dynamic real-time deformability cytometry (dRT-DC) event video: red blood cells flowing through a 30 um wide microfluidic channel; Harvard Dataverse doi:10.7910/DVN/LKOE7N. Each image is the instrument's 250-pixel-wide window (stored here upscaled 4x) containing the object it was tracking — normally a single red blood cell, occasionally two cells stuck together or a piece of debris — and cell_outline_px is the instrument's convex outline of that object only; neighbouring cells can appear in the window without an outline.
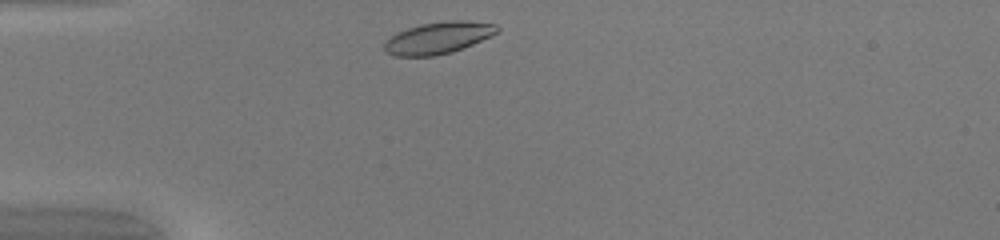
{"species": "common noctule bat (a hibernating species)", "species_latin": "Nyctalus noctula", "temperature_condition": "warm", "stored_images_in_passage": 30, "camera_frame_rate_fps": 3000, "um_per_image_px": 0.085, "animal": {"sex": "female", "body_mass_g": 20.0, "forearm_length_mm": 54.0}, "frame": {"image": 1, "passage_image": 1, "time_ms": 0.0, "image_size_px": [1000, 240], "cell_outline_px": [[500, 32], [492, 36], [452, 52], [436, 56], [396, 56], [388, 52], [384, 48], [384, 40], [396, 32], [420, 24], [448, 20], [460, 20], [496, 24], [500, 28]], "centroid_in_image_um": [37.26, 3.21], "position_along_channel_um": 47.7, "area_um2": 21.04}}
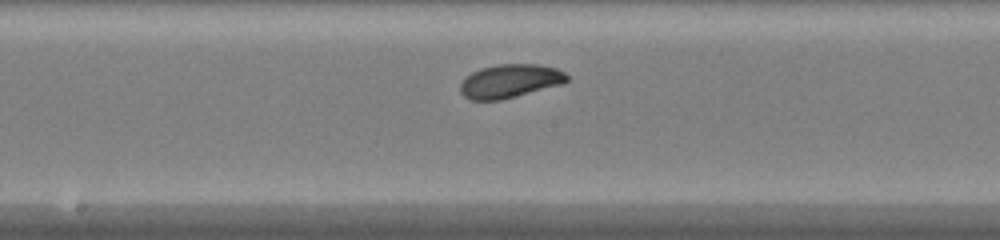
{"frame": {"image": 2, "passage_image": 14, "time_ms": 4.333, "image_size_px": [1000, 240], "cell_outline_px": [[568, 80], [564, 84], [500, 100], [472, 100], [464, 96], [460, 92], [460, 84], [472, 72], [480, 68], [500, 64], [536, 64], [556, 68], [564, 72], [568, 76]], "centroid_in_image_um": [43.37, 6.89], "position_along_channel_um": 204.8, "area_um2": 20.81}}
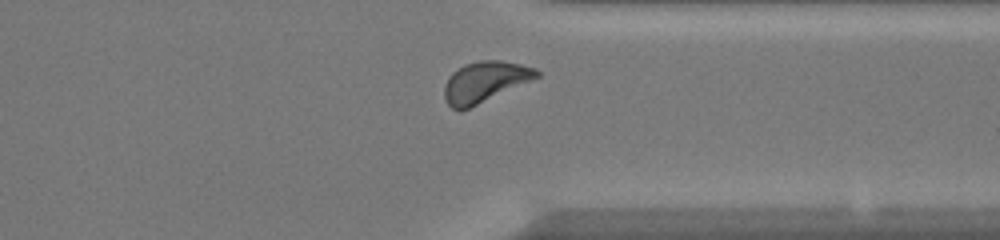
{"frame": {"image": 3, "passage_image": 26, "time_ms": 8.333, "image_size_px": [1000, 240], "cell_outline_px": [[540, 76], [532, 80], [460, 112], [452, 108], [444, 100], [444, 84], [448, 76], [452, 72], [464, 64], [480, 60], [500, 60], [520, 64], [536, 68], [540, 72]], "centroid_in_image_um": [41.18, 6.96], "position_along_channel_um": 370.2, "area_um2": 22.02}, "authors_computed_cell_mechanics": {"area_um2": 20.8658, "velocity_mm_per_s": 4.1465, "shape_relaxation_time_tau1_ms": 2.2746, "shape_relaxation_time_tau2_ms": null, "deformation_change_tau1": 0.1135, "deformation_change_tau2": null}}